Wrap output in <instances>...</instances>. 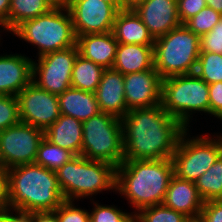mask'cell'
Listing matches in <instances>:
<instances>
[{"instance_id":"cell-1","label":"cell","mask_w":222,"mask_h":222,"mask_svg":"<svg viewBox=\"0 0 222 222\" xmlns=\"http://www.w3.org/2000/svg\"><path fill=\"white\" fill-rule=\"evenodd\" d=\"M124 161L172 158L186 128L158 104L131 109L122 118Z\"/></svg>"},{"instance_id":"cell-2","label":"cell","mask_w":222,"mask_h":222,"mask_svg":"<svg viewBox=\"0 0 222 222\" xmlns=\"http://www.w3.org/2000/svg\"><path fill=\"white\" fill-rule=\"evenodd\" d=\"M174 175L172 159L126 160L116 168V193L137 212L163 203Z\"/></svg>"},{"instance_id":"cell-3","label":"cell","mask_w":222,"mask_h":222,"mask_svg":"<svg viewBox=\"0 0 222 222\" xmlns=\"http://www.w3.org/2000/svg\"><path fill=\"white\" fill-rule=\"evenodd\" d=\"M9 209L54 211L65 200L55 171L36 163L8 169Z\"/></svg>"},{"instance_id":"cell-4","label":"cell","mask_w":222,"mask_h":222,"mask_svg":"<svg viewBox=\"0 0 222 222\" xmlns=\"http://www.w3.org/2000/svg\"><path fill=\"white\" fill-rule=\"evenodd\" d=\"M116 166L104 161L73 157L56 170L59 187L65 200L88 198L103 190L116 192Z\"/></svg>"},{"instance_id":"cell-5","label":"cell","mask_w":222,"mask_h":222,"mask_svg":"<svg viewBox=\"0 0 222 222\" xmlns=\"http://www.w3.org/2000/svg\"><path fill=\"white\" fill-rule=\"evenodd\" d=\"M11 33L38 49V57L76 45L73 21L66 5H56L36 18L23 21Z\"/></svg>"},{"instance_id":"cell-6","label":"cell","mask_w":222,"mask_h":222,"mask_svg":"<svg viewBox=\"0 0 222 222\" xmlns=\"http://www.w3.org/2000/svg\"><path fill=\"white\" fill-rule=\"evenodd\" d=\"M200 52V36L181 24L155 39L154 68L162 79L193 74Z\"/></svg>"},{"instance_id":"cell-7","label":"cell","mask_w":222,"mask_h":222,"mask_svg":"<svg viewBox=\"0 0 222 222\" xmlns=\"http://www.w3.org/2000/svg\"><path fill=\"white\" fill-rule=\"evenodd\" d=\"M161 104L188 129L193 113L209 114V85L195 73L167 77L162 79Z\"/></svg>"},{"instance_id":"cell-8","label":"cell","mask_w":222,"mask_h":222,"mask_svg":"<svg viewBox=\"0 0 222 222\" xmlns=\"http://www.w3.org/2000/svg\"><path fill=\"white\" fill-rule=\"evenodd\" d=\"M82 156L118 167L124 161L122 119L100 112L84 121Z\"/></svg>"},{"instance_id":"cell-9","label":"cell","mask_w":222,"mask_h":222,"mask_svg":"<svg viewBox=\"0 0 222 222\" xmlns=\"http://www.w3.org/2000/svg\"><path fill=\"white\" fill-rule=\"evenodd\" d=\"M188 131L182 133L171 159L174 175L195 182L222 154V135H213L212 138L205 134L191 138Z\"/></svg>"},{"instance_id":"cell-10","label":"cell","mask_w":222,"mask_h":222,"mask_svg":"<svg viewBox=\"0 0 222 222\" xmlns=\"http://www.w3.org/2000/svg\"><path fill=\"white\" fill-rule=\"evenodd\" d=\"M77 45L47 53L32 63V82L42 90L59 95L71 87Z\"/></svg>"},{"instance_id":"cell-11","label":"cell","mask_w":222,"mask_h":222,"mask_svg":"<svg viewBox=\"0 0 222 222\" xmlns=\"http://www.w3.org/2000/svg\"><path fill=\"white\" fill-rule=\"evenodd\" d=\"M44 131L19 122L0 131V164L6 169L34 163Z\"/></svg>"},{"instance_id":"cell-12","label":"cell","mask_w":222,"mask_h":222,"mask_svg":"<svg viewBox=\"0 0 222 222\" xmlns=\"http://www.w3.org/2000/svg\"><path fill=\"white\" fill-rule=\"evenodd\" d=\"M20 122L44 132L60 117L58 95L37 87L33 82L17 96Z\"/></svg>"},{"instance_id":"cell-13","label":"cell","mask_w":222,"mask_h":222,"mask_svg":"<svg viewBox=\"0 0 222 222\" xmlns=\"http://www.w3.org/2000/svg\"><path fill=\"white\" fill-rule=\"evenodd\" d=\"M66 6L76 37L111 32L119 11L112 3L102 0H67Z\"/></svg>"},{"instance_id":"cell-14","label":"cell","mask_w":222,"mask_h":222,"mask_svg":"<svg viewBox=\"0 0 222 222\" xmlns=\"http://www.w3.org/2000/svg\"><path fill=\"white\" fill-rule=\"evenodd\" d=\"M124 88L128 110L161 104L162 78L154 67L124 75Z\"/></svg>"},{"instance_id":"cell-15","label":"cell","mask_w":222,"mask_h":222,"mask_svg":"<svg viewBox=\"0 0 222 222\" xmlns=\"http://www.w3.org/2000/svg\"><path fill=\"white\" fill-rule=\"evenodd\" d=\"M133 10L154 39L182 24L178 17L177 0H144Z\"/></svg>"},{"instance_id":"cell-16","label":"cell","mask_w":222,"mask_h":222,"mask_svg":"<svg viewBox=\"0 0 222 222\" xmlns=\"http://www.w3.org/2000/svg\"><path fill=\"white\" fill-rule=\"evenodd\" d=\"M33 60L25 55H0V96H17L32 82Z\"/></svg>"},{"instance_id":"cell-17","label":"cell","mask_w":222,"mask_h":222,"mask_svg":"<svg viewBox=\"0 0 222 222\" xmlns=\"http://www.w3.org/2000/svg\"><path fill=\"white\" fill-rule=\"evenodd\" d=\"M162 204L167 208L185 214L193 222H197L204 201L198 193L195 182L173 175Z\"/></svg>"},{"instance_id":"cell-18","label":"cell","mask_w":222,"mask_h":222,"mask_svg":"<svg viewBox=\"0 0 222 222\" xmlns=\"http://www.w3.org/2000/svg\"><path fill=\"white\" fill-rule=\"evenodd\" d=\"M100 112L123 118L127 112L124 75L113 68L105 69L95 92Z\"/></svg>"},{"instance_id":"cell-19","label":"cell","mask_w":222,"mask_h":222,"mask_svg":"<svg viewBox=\"0 0 222 222\" xmlns=\"http://www.w3.org/2000/svg\"><path fill=\"white\" fill-rule=\"evenodd\" d=\"M118 42L112 31L101 34H84L77 36L76 45L79 55L101 65L105 69L113 68Z\"/></svg>"},{"instance_id":"cell-20","label":"cell","mask_w":222,"mask_h":222,"mask_svg":"<svg viewBox=\"0 0 222 222\" xmlns=\"http://www.w3.org/2000/svg\"><path fill=\"white\" fill-rule=\"evenodd\" d=\"M112 33L118 43L154 45L155 39L133 9L117 12Z\"/></svg>"},{"instance_id":"cell-21","label":"cell","mask_w":222,"mask_h":222,"mask_svg":"<svg viewBox=\"0 0 222 222\" xmlns=\"http://www.w3.org/2000/svg\"><path fill=\"white\" fill-rule=\"evenodd\" d=\"M44 137L75 156L82 155L83 122L71 116L61 114L44 132Z\"/></svg>"},{"instance_id":"cell-22","label":"cell","mask_w":222,"mask_h":222,"mask_svg":"<svg viewBox=\"0 0 222 222\" xmlns=\"http://www.w3.org/2000/svg\"><path fill=\"white\" fill-rule=\"evenodd\" d=\"M154 67L153 45L118 44L113 69L123 75Z\"/></svg>"},{"instance_id":"cell-23","label":"cell","mask_w":222,"mask_h":222,"mask_svg":"<svg viewBox=\"0 0 222 222\" xmlns=\"http://www.w3.org/2000/svg\"><path fill=\"white\" fill-rule=\"evenodd\" d=\"M60 113L71 116L81 122L100 113L95 93L73 87L58 95Z\"/></svg>"},{"instance_id":"cell-24","label":"cell","mask_w":222,"mask_h":222,"mask_svg":"<svg viewBox=\"0 0 222 222\" xmlns=\"http://www.w3.org/2000/svg\"><path fill=\"white\" fill-rule=\"evenodd\" d=\"M105 68L77 55L71 76V87L95 93Z\"/></svg>"},{"instance_id":"cell-25","label":"cell","mask_w":222,"mask_h":222,"mask_svg":"<svg viewBox=\"0 0 222 222\" xmlns=\"http://www.w3.org/2000/svg\"><path fill=\"white\" fill-rule=\"evenodd\" d=\"M55 6L51 0H10L8 32H12L23 21L45 14Z\"/></svg>"},{"instance_id":"cell-26","label":"cell","mask_w":222,"mask_h":222,"mask_svg":"<svg viewBox=\"0 0 222 222\" xmlns=\"http://www.w3.org/2000/svg\"><path fill=\"white\" fill-rule=\"evenodd\" d=\"M198 193L204 202L222 200V154L196 181Z\"/></svg>"},{"instance_id":"cell-27","label":"cell","mask_w":222,"mask_h":222,"mask_svg":"<svg viewBox=\"0 0 222 222\" xmlns=\"http://www.w3.org/2000/svg\"><path fill=\"white\" fill-rule=\"evenodd\" d=\"M73 157H75V155L72 152L52 144L44 137L38 146L34 163L49 170L56 171Z\"/></svg>"},{"instance_id":"cell-28","label":"cell","mask_w":222,"mask_h":222,"mask_svg":"<svg viewBox=\"0 0 222 222\" xmlns=\"http://www.w3.org/2000/svg\"><path fill=\"white\" fill-rule=\"evenodd\" d=\"M195 74L208 85L222 82V54L200 52Z\"/></svg>"},{"instance_id":"cell-29","label":"cell","mask_w":222,"mask_h":222,"mask_svg":"<svg viewBox=\"0 0 222 222\" xmlns=\"http://www.w3.org/2000/svg\"><path fill=\"white\" fill-rule=\"evenodd\" d=\"M138 222H193L185 214L163 204L149 206L137 212Z\"/></svg>"},{"instance_id":"cell-30","label":"cell","mask_w":222,"mask_h":222,"mask_svg":"<svg viewBox=\"0 0 222 222\" xmlns=\"http://www.w3.org/2000/svg\"><path fill=\"white\" fill-rule=\"evenodd\" d=\"M90 213V222H138L137 212H123L116 206L100 205L94 200ZM134 213V214H133Z\"/></svg>"},{"instance_id":"cell-31","label":"cell","mask_w":222,"mask_h":222,"mask_svg":"<svg viewBox=\"0 0 222 222\" xmlns=\"http://www.w3.org/2000/svg\"><path fill=\"white\" fill-rule=\"evenodd\" d=\"M222 15L211 7H204L199 13L188 19L184 25L200 37L209 33Z\"/></svg>"},{"instance_id":"cell-32","label":"cell","mask_w":222,"mask_h":222,"mask_svg":"<svg viewBox=\"0 0 222 222\" xmlns=\"http://www.w3.org/2000/svg\"><path fill=\"white\" fill-rule=\"evenodd\" d=\"M20 122L18 100L16 96H0V131Z\"/></svg>"},{"instance_id":"cell-33","label":"cell","mask_w":222,"mask_h":222,"mask_svg":"<svg viewBox=\"0 0 222 222\" xmlns=\"http://www.w3.org/2000/svg\"><path fill=\"white\" fill-rule=\"evenodd\" d=\"M75 201L64 200L54 211L59 222H90L88 210L75 206Z\"/></svg>"},{"instance_id":"cell-34","label":"cell","mask_w":222,"mask_h":222,"mask_svg":"<svg viewBox=\"0 0 222 222\" xmlns=\"http://www.w3.org/2000/svg\"><path fill=\"white\" fill-rule=\"evenodd\" d=\"M201 52L222 54V17L209 33L200 37Z\"/></svg>"},{"instance_id":"cell-35","label":"cell","mask_w":222,"mask_h":222,"mask_svg":"<svg viewBox=\"0 0 222 222\" xmlns=\"http://www.w3.org/2000/svg\"><path fill=\"white\" fill-rule=\"evenodd\" d=\"M205 0H177L178 17L184 24L188 19L206 7Z\"/></svg>"},{"instance_id":"cell-36","label":"cell","mask_w":222,"mask_h":222,"mask_svg":"<svg viewBox=\"0 0 222 222\" xmlns=\"http://www.w3.org/2000/svg\"><path fill=\"white\" fill-rule=\"evenodd\" d=\"M209 114L222 119V82L209 85Z\"/></svg>"},{"instance_id":"cell-37","label":"cell","mask_w":222,"mask_h":222,"mask_svg":"<svg viewBox=\"0 0 222 222\" xmlns=\"http://www.w3.org/2000/svg\"><path fill=\"white\" fill-rule=\"evenodd\" d=\"M197 222H222V200L204 202Z\"/></svg>"},{"instance_id":"cell-38","label":"cell","mask_w":222,"mask_h":222,"mask_svg":"<svg viewBox=\"0 0 222 222\" xmlns=\"http://www.w3.org/2000/svg\"><path fill=\"white\" fill-rule=\"evenodd\" d=\"M8 169L0 164V211L9 209Z\"/></svg>"},{"instance_id":"cell-39","label":"cell","mask_w":222,"mask_h":222,"mask_svg":"<svg viewBox=\"0 0 222 222\" xmlns=\"http://www.w3.org/2000/svg\"><path fill=\"white\" fill-rule=\"evenodd\" d=\"M13 212H15V214ZM0 222H32L31 213L20 210L12 209L11 211V209H6L0 211Z\"/></svg>"},{"instance_id":"cell-40","label":"cell","mask_w":222,"mask_h":222,"mask_svg":"<svg viewBox=\"0 0 222 222\" xmlns=\"http://www.w3.org/2000/svg\"><path fill=\"white\" fill-rule=\"evenodd\" d=\"M32 222H59L55 211L31 212Z\"/></svg>"},{"instance_id":"cell-41","label":"cell","mask_w":222,"mask_h":222,"mask_svg":"<svg viewBox=\"0 0 222 222\" xmlns=\"http://www.w3.org/2000/svg\"><path fill=\"white\" fill-rule=\"evenodd\" d=\"M10 0H0V26L8 32V15Z\"/></svg>"},{"instance_id":"cell-42","label":"cell","mask_w":222,"mask_h":222,"mask_svg":"<svg viewBox=\"0 0 222 222\" xmlns=\"http://www.w3.org/2000/svg\"><path fill=\"white\" fill-rule=\"evenodd\" d=\"M144 0H120L121 9H134L138 4Z\"/></svg>"},{"instance_id":"cell-43","label":"cell","mask_w":222,"mask_h":222,"mask_svg":"<svg viewBox=\"0 0 222 222\" xmlns=\"http://www.w3.org/2000/svg\"><path fill=\"white\" fill-rule=\"evenodd\" d=\"M206 5L222 15V0H205Z\"/></svg>"},{"instance_id":"cell-44","label":"cell","mask_w":222,"mask_h":222,"mask_svg":"<svg viewBox=\"0 0 222 222\" xmlns=\"http://www.w3.org/2000/svg\"><path fill=\"white\" fill-rule=\"evenodd\" d=\"M102 1L110 2V3H112L118 10H121L120 0H102Z\"/></svg>"},{"instance_id":"cell-45","label":"cell","mask_w":222,"mask_h":222,"mask_svg":"<svg viewBox=\"0 0 222 222\" xmlns=\"http://www.w3.org/2000/svg\"><path fill=\"white\" fill-rule=\"evenodd\" d=\"M55 5H66L67 0H51Z\"/></svg>"}]
</instances>
